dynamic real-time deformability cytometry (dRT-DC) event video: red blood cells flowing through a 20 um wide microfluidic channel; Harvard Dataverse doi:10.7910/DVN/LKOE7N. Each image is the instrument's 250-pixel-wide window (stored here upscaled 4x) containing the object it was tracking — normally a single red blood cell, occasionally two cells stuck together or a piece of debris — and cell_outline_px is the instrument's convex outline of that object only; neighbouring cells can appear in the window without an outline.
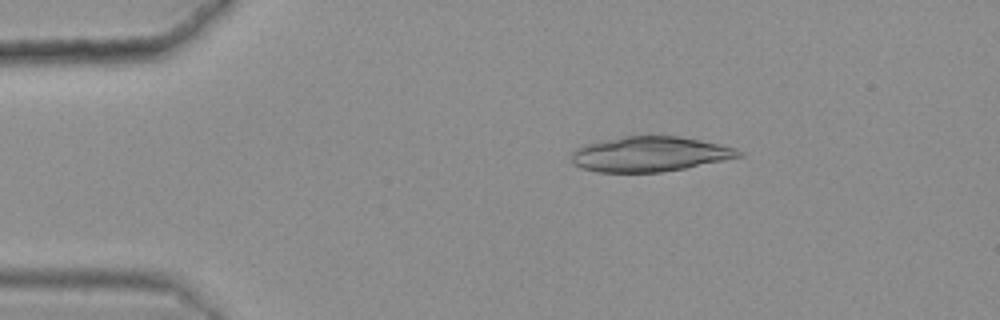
{"species": "common noctule bat (a hibernating species)", "species_latin": "Nyctalus noctula", "temperature_condition": "warm", "stored_images_in_passage": 48, "camera_frame_rate_fps": 3000, "um_per_image_px": 0.085, "animal": {"sex": "female", "body_mass_g": 25.1}, "frame": {"image": 1, "passage_image": 10, "time_ms": 3.0, "image_size_px": [1000, 320], "cell_outline_px": [[744, 156], [684, 168], [660, 172], [596, 172], [580, 168], [572, 164], [572, 152], [576, 148], [584, 144], [624, 136], [676, 136], [700, 140], [720, 144], [736, 148], [744, 152]], "centroid_in_image_um": [55.22, 13.1], "position_along_channel_um": 29.8, "area_um2": 34.16}}